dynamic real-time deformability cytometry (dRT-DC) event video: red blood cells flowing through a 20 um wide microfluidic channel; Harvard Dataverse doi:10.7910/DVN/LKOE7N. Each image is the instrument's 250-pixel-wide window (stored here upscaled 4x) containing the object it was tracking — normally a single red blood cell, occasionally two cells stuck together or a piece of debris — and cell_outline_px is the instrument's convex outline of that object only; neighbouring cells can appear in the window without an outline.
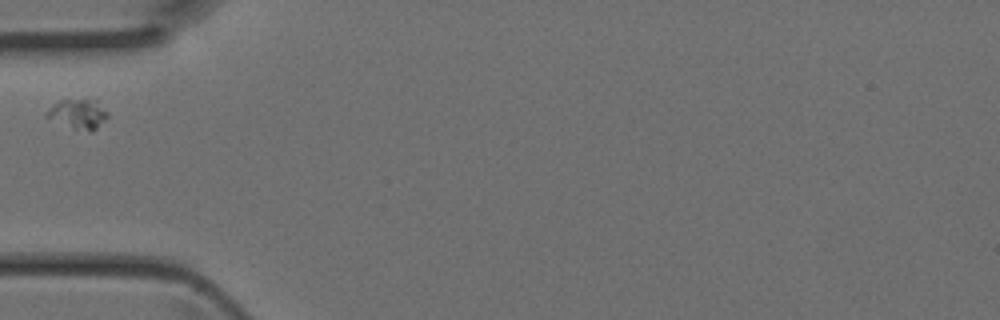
{"species": "Egyptian fruit bat (a non-hibernating species)", "species_latin": "Rousettus aegyptiacus", "temperature_condition": "room temperature", "stored_images_in_passage": 26, "camera_frame_rate_fps": 3000, "um_per_image_px": 0.085, "animal": {"sex": "female"}, "frame": {"image": 1, "passage_image": 1, "time_ms": 0.0, "image_size_px": [1000, 320], "cell_outline_px": [[108, 116], [92, 132], [76, 128], [44, 116], [44, 112], [52, 104], [60, 100], [96, 100], [108, 112]], "centroid_in_image_um": [6.62, 9.66], "position_along_channel_um": 78.4, "area_um2": 10.23}}
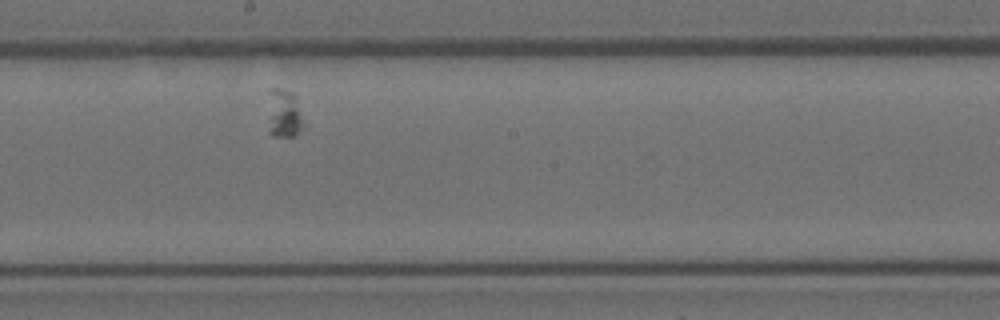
{"frame": {"image": 2, "passage_image": 11, "time_ms": 3.333, "image_size_px": [1000, 320], "cell_outline_px": [[304, 124], [296, 136], [272, 136], [268, 132], [268, 88], [280, 88], [292, 92], [296, 96]], "centroid_in_image_um": [24.11, 9.63], "position_along_channel_um": 224.1, "area_um2": 10.46}}
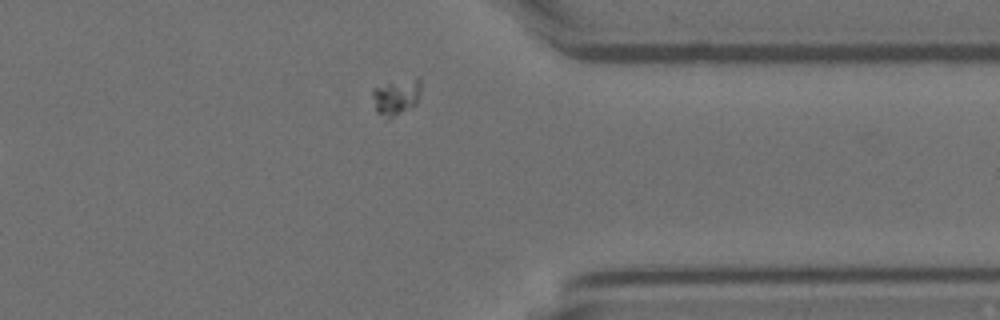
{"frame": {"image": 3, "passage_image": 22, "time_ms": 7.0, "image_size_px": [1000, 320], "cell_outline_px": [[420, 92], [416, 104], [388, 120], [376, 112], [372, 96], [372, 88], [420, 76]], "centroid_in_image_um": [33.67, 8.25], "position_along_channel_um": 377.7, "area_um2": 10.12}}